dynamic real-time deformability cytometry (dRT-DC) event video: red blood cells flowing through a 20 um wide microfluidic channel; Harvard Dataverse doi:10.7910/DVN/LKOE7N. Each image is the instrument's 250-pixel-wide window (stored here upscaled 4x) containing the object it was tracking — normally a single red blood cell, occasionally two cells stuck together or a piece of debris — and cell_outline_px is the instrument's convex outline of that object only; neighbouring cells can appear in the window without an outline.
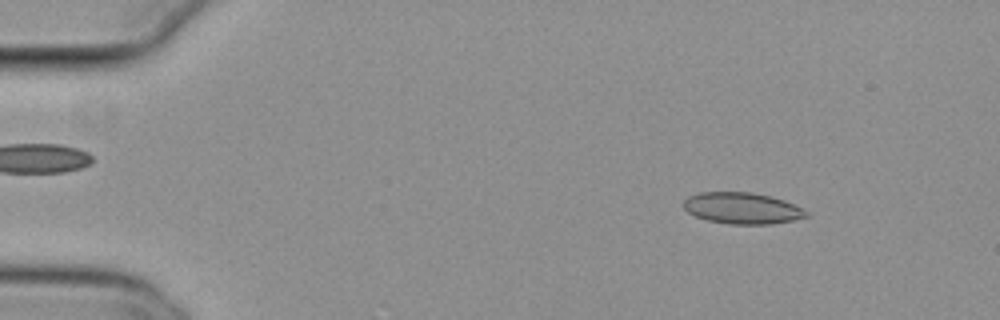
{"species": "common noctule bat (a hibernating species)", "species_latin": "Nyctalus noctula", "temperature_condition": "cold", "stored_images_in_passage": 41, "camera_frame_rate_fps": 3000, "um_per_image_px": 0.085, "animal": {"sex": "female", "body_mass_g": 29.2, "forearm_length_mm": 56.3}, "frame": {"image": 1, "passage_image": 7, "time_ms": 2.0, "image_size_px": [1000, 320], "cell_outline_px": [[808, 216], [792, 220], [772, 224], [732, 224], [708, 220], [696, 216], [688, 212], [684, 208], [684, 200], [688, 196], [700, 192], [752, 192], [784, 200], [808, 212]], "centroid_in_image_um": [63.06, 17.69], "position_along_channel_um": 21.9, "area_um2": 22.14}}
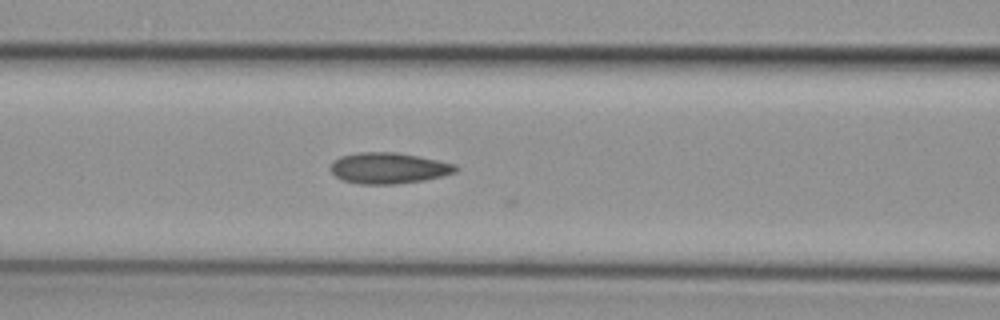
{"frame": {"image": 2, "passage_image": 23, "time_ms": 7.333, "image_size_px": [1000, 320], "cell_outline_px": [[460, 168], [456, 172], [424, 180], [396, 184], [360, 184], [340, 180], [328, 168], [332, 160], [340, 156], [360, 152], [396, 152], [456, 164]], "centroid_in_image_um": [32.98, 14.29], "position_along_channel_um": 133.6, "area_um2": 22.72}}
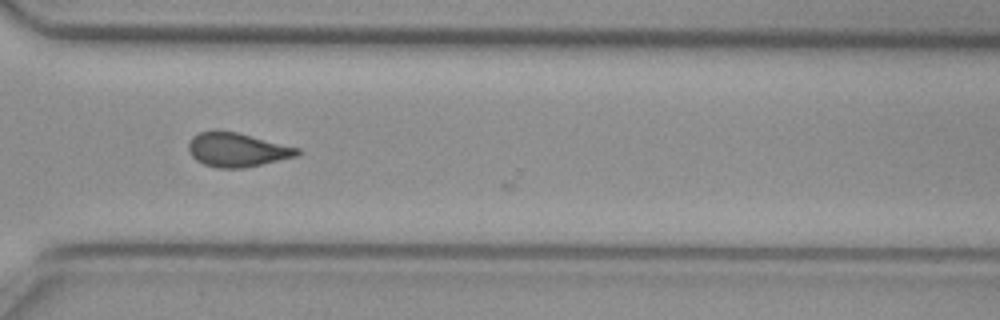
{"frame": {"image": 3, "passage_image": 40, "time_ms": 13.0, "image_size_px": [1000, 320], "cell_outline_px": [[300, 152], [296, 156], [244, 168], [216, 168], [204, 164], [196, 160], [188, 152], [188, 144], [192, 136], [200, 132], [236, 132], [300, 148]], "centroid_in_image_um": [20.13, 12.75], "position_along_channel_um": 350.5, "area_um2": 21.21}}